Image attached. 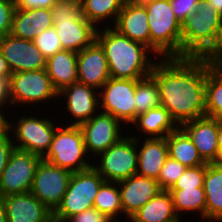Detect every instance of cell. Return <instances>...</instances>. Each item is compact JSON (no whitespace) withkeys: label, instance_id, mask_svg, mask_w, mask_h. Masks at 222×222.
<instances>
[{"label":"cell","instance_id":"cell-1","mask_svg":"<svg viewBox=\"0 0 222 222\" xmlns=\"http://www.w3.org/2000/svg\"><path fill=\"white\" fill-rule=\"evenodd\" d=\"M206 74L207 57L159 58L154 65L161 105L178 126L205 116Z\"/></svg>","mask_w":222,"mask_h":222},{"label":"cell","instance_id":"cell-2","mask_svg":"<svg viewBox=\"0 0 222 222\" xmlns=\"http://www.w3.org/2000/svg\"><path fill=\"white\" fill-rule=\"evenodd\" d=\"M102 28L96 32V41L104 50L110 77L140 80L151 75L159 58L149 47L120 34L112 26Z\"/></svg>","mask_w":222,"mask_h":222},{"label":"cell","instance_id":"cell-3","mask_svg":"<svg viewBox=\"0 0 222 222\" xmlns=\"http://www.w3.org/2000/svg\"><path fill=\"white\" fill-rule=\"evenodd\" d=\"M182 58H210L222 40V15L207 0L181 23Z\"/></svg>","mask_w":222,"mask_h":222},{"label":"cell","instance_id":"cell-4","mask_svg":"<svg viewBox=\"0 0 222 222\" xmlns=\"http://www.w3.org/2000/svg\"><path fill=\"white\" fill-rule=\"evenodd\" d=\"M143 5L148 15L150 49L158 58H182L181 23L169 0H152Z\"/></svg>","mask_w":222,"mask_h":222},{"label":"cell","instance_id":"cell-5","mask_svg":"<svg viewBox=\"0 0 222 222\" xmlns=\"http://www.w3.org/2000/svg\"><path fill=\"white\" fill-rule=\"evenodd\" d=\"M61 126L58 124L50 147L42 159L72 173L93 167V161L87 158L88 153L80 126Z\"/></svg>","mask_w":222,"mask_h":222},{"label":"cell","instance_id":"cell-6","mask_svg":"<svg viewBox=\"0 0 222 222\" xmlns=\"http://www.w3.org/2000/svg\"><path fill=\"white\" fill-rule=\"evenodd\" d=\"M104 182L103 177L93 167L72 173L67 191L53 212V221L65 222L69 217L92 208Z\"/></svg>","mask_w":222,"mask_h":222},{"label":"cell","instance_id":"cell-7","mask_svg":"<svg viewBox=\"0 0 222 222\" xmlns=\"http://www.w3.org/2000/svg\"><path fill=\"white\" fill-rule=\"evenodd\" d=\"M23 114L19 120H15L16 123L6 117V130L11 134L14 148L43 157L58 126L50 117H35V114L30 115V112L27 113L29 116L25 115V112Z\"/></svg>","mask_w":222,"mask_h":222},{"label":"cell","instance_id":"cell-8","mask_svg":"<svg viewBox=\"0 0 222 222\" xmlns=\"http://www.w3.org/2000/svg\"><path fill=\"white\" fill-rule=\"evenodd\" d=\"M8 86L10 105L13 108H17L15 105L24 107V104L44 105L58 98V91L53 87L46 69L12 73Z\"/></svg>","mask_w":222,"mask_h":222},{"label":"cell","instance_id":"cell-9","mask_svg":"<svg viewBox=\"0 0 222 222\" xmlns=\"http://www.w3.org/2000/svg\"><path fill=\"white\" fill-rule=\"evenodd\" d=\"M93 168L105 181L118 182L137 173L138 150L136 138L126 135L98 156Z\"/></svg>","mask_w":222,"mask_h":222},{"label":"cell","instance_id":"cell-10","mask_svg":"<svg viewBox=\"0 0 222 222\" xmlns=\"http://www.w3.org/2000/svg\"><path fill=\"white\" fill-rule=\"evenodd\" d=\"M135 91L136 80L110 77L99 90L100 111L131 124L136 118Z\"/></svg>","mask_w":222,"mask_h":222},{"label":"cell","instance_id":"cell-11","mask_svg":"<svg viewBox=\"0 0 222 222\" xmlns=\"http://www.w3.org/2000/svg\"><path fill=\"white\" fill-rule=\"evenodd\" d=\"M42 157L14 149L0 177V197L30 192Z\"/></svg>","mask_w":222,"mask_h":222},{"label":"cell","instance_id":"cell-12","mask_svg":"<svg viewBox=\"0 0 222 222\" xmlns=\"http://www.w3.org/2000/svg\"><path fill=\"white\" fill-rule=\"evenodd\" d=\"M72 172L41 159L30 192L51 212L61 203L67 191Z\"/></svg>","mask_w":222,"mask_h":222},{"label":"cell","instance_id":"cell-13","mask_svg":"<svg viewBox=\"0 0 222 222\" xmlns=\"http://www.w3.org/2000/svg\"><path fill=\"white\" fill-rule=\"evenodd\" d=\"M124 125L111 114L99 111L90 120L82 123L80 128L88 155L93 159L117 143L122 137ZM90 153V154H89ZM94 153V154H93Z\"/></svg>","mask_w":222,"mask_h":222},{"label":"cell","instance_id":"cell-14","mask_svg":"<svg viewBox=\"0 0 222 222\" xmlns=\"http://www.w3.org/2000/svg\"><path fill=\"white\" fill-rule=\"evenodd\" d=\"M0 50L12 73L46 69L47 59L33 41L8 34L0 39Z\"/></svg>","mask_w":222,"mask_h":222},{"label":"cell","instance_id":"cell-15","mask_svg":"<svg viewBox=\"0 0 222 222\" xmlns=\"http://www.w3.org/2000/svg\"><path fill=\"white\" fill-rule=\"evenodd\" d=\"M64 98L66 111L73 126H80L100 111L99 91L79 82L64 87L58 92V99ZM66 98V99H65ZM72 116V117H71Z\"/></svg>","mask_w":222,"mask_h":222},{"label":"cell","instance_id":"cell-16","mask_svg":"<svg viewBox=\"0 0 222 222\" xmlns=\"http://www.w3.org/2000/svg\"><path fill=\"white\" fill-rule=\"evenodd\" d=\"M191 139L202 160L217 163L220 157L218 148V119L202 116L179 126Z\"/></svg>","mask_w":222,"mask_h":222},{"label":"cell","instance_id":"cell-17","mask_svg":"<svg viewBox=\"0 0 222 222\" xmlns=\"http://www.w3.org/2000/svg\"><path fill=\"white\" fill-rule=\"evenodd\" d=\"M118 188L123 208L122 217L128 219L161 191L156 179L138 174L118 181Z\"/></svg>","mask_w":222,"mask_h":222},{"label":"cell","instance_id":"cell-18","mask_svg":"<svg viewBox=\"0 0 222 222\" xmlns=\"http://www.w3.org/2000/svg\"><path fill=\"white\" fill-rule=\"evenodd\" d=\"M78 82L98 91L110 78L107 58L100 44L91 45L77 52Z\"/></svg>","mask_w":222,"mask_h":222},{"label":"cell","instance_id":"cell-19","mask_svg":"<svg viewBox=\"0 0 222 222\" xmlns=\"http://www.w3.org/2000/svg\"><path fill=\"white\" fill-rule=\"evenodd\" d=\"M6 206L7 222H52L51 212L31 192L2 197Z\"/></svg>","mask_w":222,"mask_h":222},{"label":"cell","instance_id":"cell-20","mask_svg":"<svg viewBox=\"0 0 222 222\" xmlns=\"http://www.w3.org/2000/svg\"><path fill=\"white\" fill-rule=\"evenodd\" d=\"M63 50L80 52L96 40L97 28L83 15L79 19L53 20Z\"/></svg>","mask_w":222,"mask_h":222},{"label":"cell","instance_id":"cell-21","mask_svg":"<svg viewBox=\"0 0 222 222\" xmlns=\"http://www.w3.org/2000/svg\"><path fill=\"white\" fill-rule=\"evenodd\" d=\"M113 28L129 39L150 48L148 15L143 4L126 1Z\"/></svg>","mask_w":222,"mask_h":222},{"label":"cell","instance_id":"cell-22","mask_svg":"<svg viewBox=\"0 0 222 222\" xmlns=\"http://www.w3.org/2000/svg\"><path fill=\"white\" fill-rule=\"evenodd\" d=\"M130 136L136 138L138 150L137 173L140 176L158 179L168 155V146L165 138H145L136 134ZM142 143H141V141ZM139 143L140 146H139Z\"/></svg>","mask_w":222,"mask_h":222},{"label":"cell","instance_id":"cell-23","mask_svg":"<svg viewBox=\"0 0 222 222\" xmlns=\"http://www.w3.org/2000/svg\"><path fill=\"white\" fill-rule=\"evenodd\" d=\"M53 26L51 8H16L10 34L16 38L33 41L42 31Z\"/></svg>","mask_w":222,"mask_h":222},{"label":"cell","instance_id":"cell-24","mask_svg":"<svg viewBox=\"0 0 222 222\" xmlns=\"http://www.w3.org/2000/svg\"><path fill=\"white\" fill-rule=\"evenodd\" d=\"M46 71L58 92L78 82L77 52L62 50L55 53L47 59Z\"/></svg>","mask_w":222,"mask_h":222},{"label":"cell","instance_id":"cell-25","mask_svg":"<svg viewBox=\"0 0 222 222\" xmlns=\"http://www.w3.org/2000/svg\"><path fill=\"white\" fill-rule=\"evenodd\" d=\"M131 125L142 131L144 138H165L179 127L162 105L138 115Z\"/></svg>","mask_w":222,"mask_h":222},{"label":"cell","instance_id":"cell-26","mask_svg":"<svg viewBox=\"0 0 222 222\" xmlns=\"http://www.w3.org/2000/svg\"><path fill=\"white\" fill-rule=\"evenodd\" d=\"M203 189L206 194L205 221L222 222V165L206 164Z\"/></svg>","mask_w":222,"mask_h":222},{"label":"cell","instance_id":"cell-27","mask_svg":"<svg viewBox=\"0 0 222 222\" xmlns=\"http://www.w3.org/2000/svg\"><path fill=\"white\" fill-rule=\"evenodd\" d=\"M131 220V221H130ZM129 222H181L173 208L171 193L161 190L143 207L135 212Z\"/></svg>","mask_w":222,"mask_h":222},{"label":"cell","instance_id":"cell-28","mask_svg":"<svg viewBox=\"0 0 222 222\" xmlns=\"http://www.w3.org/2000/svg\"><path fill=\"white\" fill-rule=\"evenodd\" d=\"M125 2L126 0H80L82 15L97 29L103 24V27H113ZM107 20L113 24L103 23Z\"/></svg>","mask_w":222,"mask_h":222},{"label":"cell","instance_id":"cell-29","mask_svg":"<svg viewBox=\"0 0 222 222\" xmlns=\"http://www.w3.org/2000/svg\"><path fill=\"white\" fill-rule=\"evenodd\" d=\"M168 155L186 167L206 165L189 136L178 127L166 136Z\"/></svg>","mask_w":222,"mask_h":222},{"label":"cell","instance_id":"cell-30","mask_svg":"<svg viewBox=\"0 0 222 222\" xmlns=\"http://www.w3.org/2000/svg\"><path fill=\"white\" fill-rule=\"evenodd\" d=\"M205 116L222 120V66L207 57Z\"/></svg>","mask_w":222,"mask_h":222},{"label":"cell","instance_id":"cell-31","mask_svg":"<svg viewBox=\"0 0 222 222\" xmlns=\"http://www.w3.org/2000/svg\"><path fill=\"white\" fill-rule=\"evenodd\" d=\"M169 192L173 199L174 211L179 219H182L181 216L187 212L194 214L198 212L200 220H205L206 194L203 187L170 189Z\"/></svg>","mask_w":222,"mask_h":222},{"label":"cell","instance_id":"cell-32","mask_svg":"<svg viewBox=\"0 0 222 222\" xmlns=\"http://www.w3.org/2000/svg\"><path fill=\"white\" fill-rule=\"evenodd\" d=\"M93 207L108 215L115 222H121L122 217L120 218V216L123 215V208L118 182L105 181L98 190Z\"/></svg>","mask_w":222,"mask_h":222},{"label":"cell","instance_id":"cell-33","mask_svg":"<svg viewBox=\"0 0 222 222\" xmlns=\"http://www.w3.org/2000/svg\"><path fill=\"white\" fill-rule=\"evenodd\" d=\"M134 98L136 117L152 108L161 106L159 88L155 79L151 75L140 80H136Z\"/></svg>","mask_w":222,"mask_h":222},{"label":"cell","instance_id":"cell-34","mask_svg":"<svg viewBox=\"0 0 222 222\" xmlns=\"http://www.w3.org/2000/svg\"><path fill=\"white\" fill-rule=\"evenodd\" d=\"M186 168L185 165L168 157L157 179L160 189L169 191L178 178L184 173Z\"/></svg>","mask_w":222,"mask_h":222},{"label":"cell","instance_id":"cell-35","mask_svg":"<svg viewBox=\"0 0 222 222\" xmlns=\"http://www.w3.org/2000/svg\"><path fill=\"white\" fill-rule=\"evenodd\" d=\"M33 42L46 59L63 50L59 36L54 27L42 31Z\"/></svg>","mask_w":222,"mask_h":222},{"label":"cell","instance_id":"cell-36","mask_svg":"<svg viewBox=\"0 0 222 222\" xmlns=\"http://www.w3.org/2000/svg\"><path fill=\"white\" fill-rule=\"evenodd\" d=\"M206 165L187 167L171 189L203 187Z\"/></svg>","mask_w":222,"mask_h":222},{"label":"cell","instance_id":"cell-37","mask_svg":"<svg viewBox=\"0 0 222 222\" xmlns=\"http://www.w3.org/2000/svg\"><path fill=\"white\" fill-rule=\"evenodd\" d=\"M51 11L53 20L79 19L82 16L80 0H58Z\"/></svg>","mask_w":222,"mask_h":222},{"label":"cell","instance_id":"cell-38","mask_svg":"<svg viewBox=\"0 0 222 222\" xmlns=\"http://www.w3.org/2000/svg\"><path fill=\"white\" fill-rule=\"evenodd\" d=\"M15 9L14 0H0V39L10 34Z\"/></svg>","mask_w":222,"mask_h":222},{"label":"cell","instance_id":"cell-39","mask_svg":"<svg viewBox=\"0 0 222 222\" xmlns=\"http://www.w3.org/2000/svg\"><path fill=\"white\" fill-rule=\"evenodd\" d=\"M172 10L182 23L187 17L196 11L200 0H169Z\"/></svg>","mask_w":222,"mask_h":222},{"label":"cell","instance_id":"cell-40","mask_svg":"<svg viewBox=\"0 0 222 222\" xmlns=\"http://www.w3.org/2000/svg\"><path fill=\"white\" fill-rule=\"evenodd\" d=\"M65 222H115L94 207L69 217Z\"/></svg>","mask_w":222,"mask_h":222},{"label":"cell","instance_id":"cell-41","mask_svg":"<svg viewBox=\"0 0 222 222\" xmlns=\"http://www.w3.org/2000/svg\"><path fill=\"white\" fill-rule=\"evenodd\" d=\"M14 149L11 134L5 130L0 134V177L7 165L10 154Z\"/></svg>","mask_w":222,"mask_h":222},{"label":"cell","instance_id":"cell-42","mask_svg":"<svg viewBox=\"0 0 222 222\" xmlns=\"http://www.w3.org/2000/svg\"><path fill=\"white\" fill-rule=\"evenodd\" d=\"M58 0H14L16 8H51Z\"/></svg>","mask_w":222,"mask_h":222},{"label":"cell","instance_id":"cell-43","mask_svg":"<svg viewBox=\"0 0 222 222\" xmlns=\"http://www.w3.org/2000/svg\"><path fill=\"white\" fill-rule=\"evenodd\" d=\"M9 106H10V99H9L8 80L5 78H0V111L2 113L4 112L5 116H6V113L4 110L8 109ZM3 108H6V109H3Z\"/></svg>","mask_w":222,"mask_h":222},{"label":"cell","instance_id":"cell-44","mask_svg":"<svg viewBox=\"0 0 222 222\" xmlns=\"http://www.w3.org/2000/svg\"><path fill=\"white\" fill-rule=\"evenodd\" d=\"M12 72L8 66L6 59L3 57V54L0 50V78H5L9 81Z\"/></svg>","mask_w":222,"mask_h":222},{"label":"cell","instance_id":"cell-45","mask_svg":"<svg viewBox=\"0 0 222 222\" xmlns=\"http://www.w3.org/2000/svg\"><path fill=\"white\" fill-rule=\"evenodd\" d=\"M212 62L216 65L222 66V40L217 51L210 57Z\"/></svg>","mask_w":222,"mask_h":222},{"label":"cell","instance_id":"cell-46","mask_svg":"<svg viewBox=\"0 0 222 222\" xmlns=\"http://www.w3.org/2000/svg\"><path fill=\"white\" fill-rule=\"evenodd\" d=\"M0 222H7L6 206L2 197H0Z\"/></svg>","mask_w":222,"mask_h":222},{"label":"cell","instance_id":"cell-47","mask_svg":"<svg viewBox=\"0 0 222 222\" xmlns=\"http://www.w3.org/2000/svg\"><path fill=\"white\" fill-rule=\"evenodd\" d=\"M218 148L220 155L222 154V120H218Z\"/></svg>","mask_w":222,"mask_h":222},{"label":"cell","instance_id":"cell-48","mask_svg":"<svg viewBox=\"0 0 222 222\" xmlns=\"http://www.w3.org/2000/svg\"><path fill=\"white\" fill-rule=\"evenodd\" d=\"M208 2H210L215 9L220 13V15H222V0H207Z\"/></svg>","mask_w":222,"mask_h":222},{"label":"cell","instance_id":"cell-49","mask_svg":"<svg viewBox=\"0 0 222 222\" xmlns=\"http://www.w3.org/2000/svg\"><path fill=\"white\" fill-rule=\"evenodd\" d=\"M6 117L7 116L0 111V134L6 130Z\"/></svg>","mask_w":222,"mask_h":222},{"label":"cell","instance_id":"cell-50","mask_svg":"<svg viewBox=\"0 0 222 222\" xmlns=\"http://www.w3.org/2000/svg\"><path fill=\"white\" fill-rule=\"evenodd\" d=\"M126 1H129L132 3L144 4L145 2L152 1V0H126Z\"/></svg>","mask_w":222,"mask_h":222},{"label":"cell","instance_id":"cell-51","mask_svg":"<svg viewBox=\"0 0 222 222\" xmlns=\"http://www.w3.org/2000/svg\"><path fill=\"white\" fill-rule=\"evenodd\" d=\"M217 163H219L220 165H222V154L220 155L219 160H218Z\"/></svg>","mask_w":222,"mask_h":222}]
</instances>
